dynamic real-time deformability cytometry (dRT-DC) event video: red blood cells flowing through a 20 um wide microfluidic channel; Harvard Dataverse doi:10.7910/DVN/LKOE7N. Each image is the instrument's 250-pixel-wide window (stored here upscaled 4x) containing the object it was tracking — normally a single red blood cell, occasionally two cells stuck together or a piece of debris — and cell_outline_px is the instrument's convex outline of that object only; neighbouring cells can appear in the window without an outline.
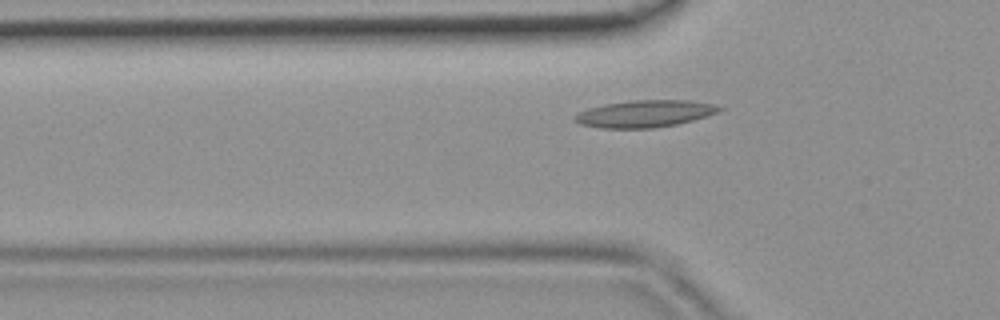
{"species": "common noctule bat (a hibernating species)", "species_latin": "Nyctalus noctula", "temperature_condition": "room temperature", "stored_images_in_passage": 40, "camera_frame_rate_fps": 3000, "um_per_image_px": 0.085, "animal": {"sex": "female", "body_mass_g": 19.9}, "frame": {"image": 1, "passage_image": 9, "time_ms": 2.667, "image_size_px": [1000, 320], "cell_outline_px": [[724, 108], [708, 116], [676, 124], [652, 128], [600, 128], [580, 124], [572, 116], [588, 108], [604, 104], [632, 100], [688, 100], [712, 104]], "centroid_in_image_um": [54.78, 9.66], "position_along_channel_um": 71.0, "area_um2": 22.6}}
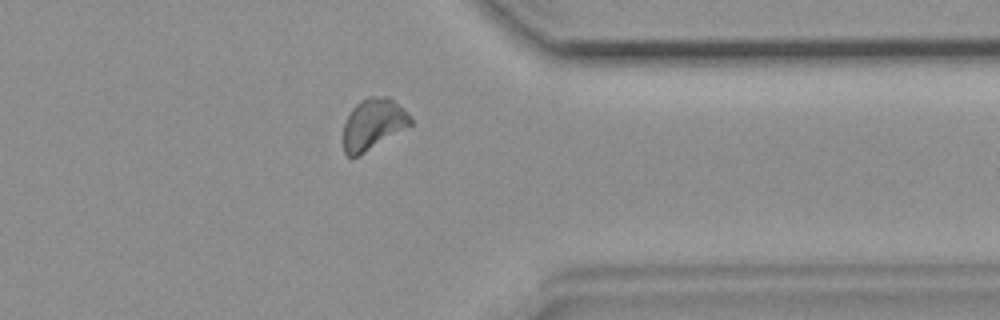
{"frame": {"image": 2, "passage_image": 31, "time_ms": 10.0, "image_size_px": [1000, 320], "cell_outline_px": [[412, 124], [360, 156], [348, 156], [344, 152], [344, 124], [352, 108], [360, 100], [372, 96], [388, 96], [412, 120]], "centroid_in_image_um": [31.68, 10.57], "position_along_channel_um": 379.7, "area_um2": 19.54}}
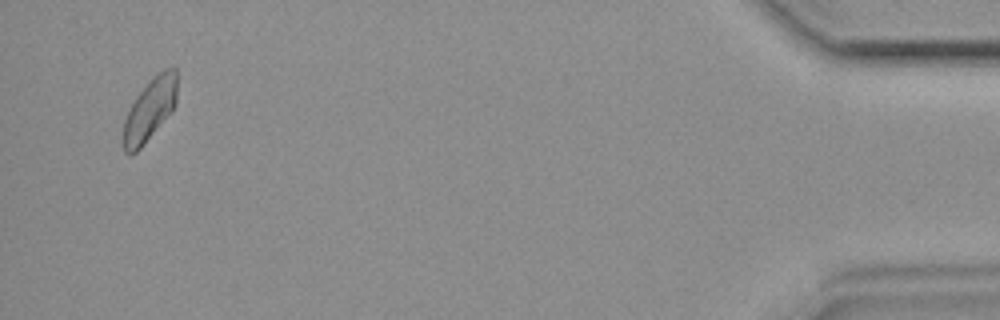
{"frame": {"image": 3, "passage_image": 39, "time_ms": 12.667, "image_size_px": [1000, 320], "cell_outline_px": [[176, 104], [172, 112], [144, 144], [136, 152], [124, 152], [120, 140], [124, 120], [136, 96], [164, 68], [176, 64]], "centroid_in_image_um": [12.72, 9.35], "position_along_channel_um": 422.5, "area_um2": 19.54}}